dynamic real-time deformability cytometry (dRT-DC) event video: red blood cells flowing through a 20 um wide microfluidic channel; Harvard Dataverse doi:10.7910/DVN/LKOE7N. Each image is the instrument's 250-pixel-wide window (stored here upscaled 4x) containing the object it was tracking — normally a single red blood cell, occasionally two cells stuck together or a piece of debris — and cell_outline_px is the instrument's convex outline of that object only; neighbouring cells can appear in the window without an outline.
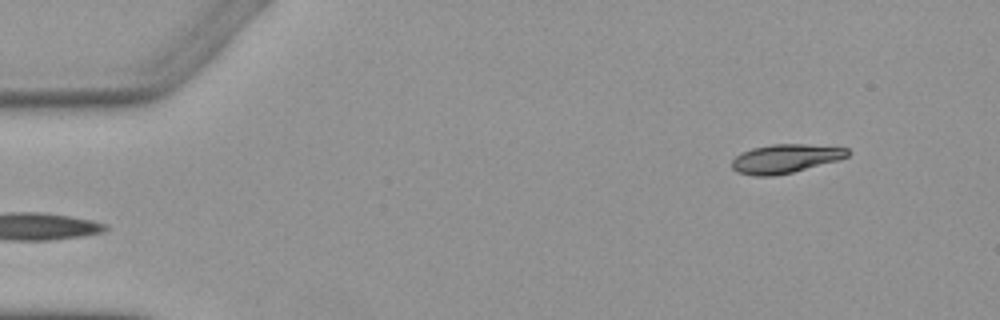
{"species": "Egyptian fruit bat (a non-hibernating species)", "species_latin": "Rousettus aegyptiacus", "temperature_condition": "warm", "stored_images_in_passage": 3, "segment_of_instrument_passage": [2, 2], "camera_frame_rate_fps": 3000, "um_per_image_px": 0.085, "animal": {"sex": "female"}, "frame": {"image": 1, "passage_image": 3, "time_ms": 2.333, "image_size_px": [1000, 320], "cell_outline_px": [[852, 152], [848, 156], [840, 160], [792, 172], [772, 176], [756, 176], [736, 172], [732, 168], [732, 160], [740, 152], [752, 148], [772, 144], [804, 144], [848, 148]], "centroid_in_image_um": [66.76, 13.48], "position_along_channel_um": 18.2, "area_um2": 19.54}}